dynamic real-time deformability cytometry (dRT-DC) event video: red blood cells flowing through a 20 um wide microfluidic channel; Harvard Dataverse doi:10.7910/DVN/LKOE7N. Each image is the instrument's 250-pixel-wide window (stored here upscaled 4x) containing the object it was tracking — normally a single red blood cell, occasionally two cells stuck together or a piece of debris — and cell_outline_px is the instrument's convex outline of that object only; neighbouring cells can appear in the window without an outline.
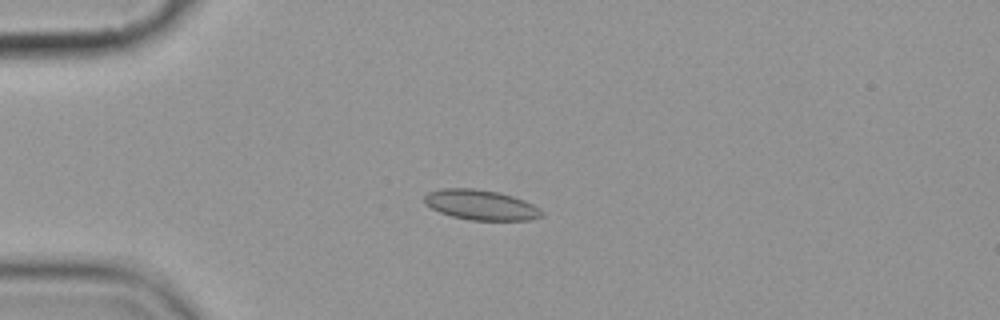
{"species": "common noctule bat (a hibernating species)", "species_latin": "Nyctalus noctula", "temperature_condition": "cold", "stored_images_in_passage": 8, "camera_frame_rate_fps": 3000, "um_per_image_px": 0.085, "animal": {"sex": "female", "body_mass_g": 19.9}, "frame": {"image": 1, "passage_image": 3, "time_ms": 2.333, "image_size_px": [1000, 320], "cell_outline_px": [[544, 216], [528, 220], [472, 220], [452, 216], [440, 212], [424, 204], [424, 196], [428, 192], [440, 188], [472, 188], [500, 192], [524, 200], [532, 204], [544, 212]], "centroid_in_image_um": [40.86, 17.41], "position_along_channel_um": 44.1, "area_um2": 20.63}}
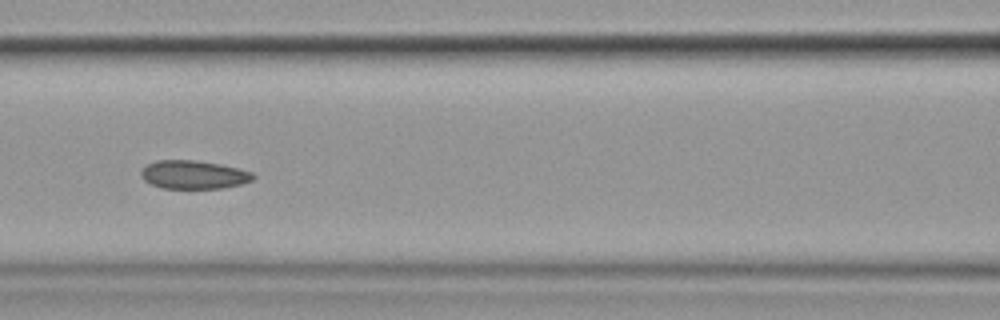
{"frame": {"image": 2, "passage_image": 6, "time_ms": 6.0, "image_size_px": [1000, 320], "cell_outline_px": [[256, 176], [252, 180], [240, 184], [224, 188], [164, 188], [152, 184], [144, 180], [140, 176], [140, 172], [148, 164], [156, 160], [196, 160], [220, 164], [252, 172]], "centroid_in_image_um": [16.46, 14.84], "position_along_channel_um": 150.1, "area_um2": 18.44}}
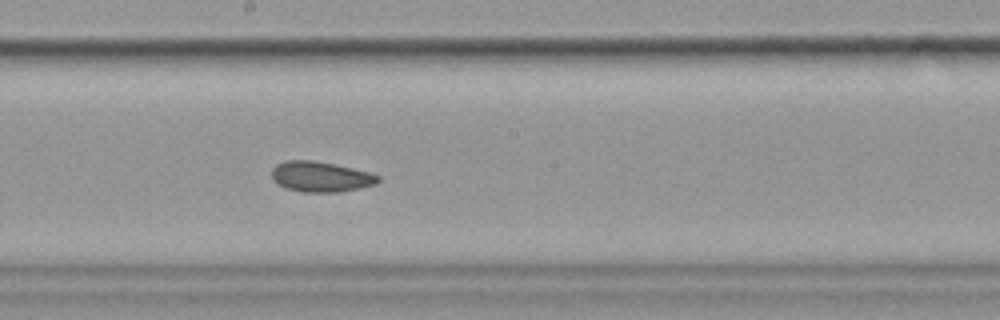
{"frame": {"image": 3, "passage_image": 8, "time_ms": 8.0, "image_size_px": [1000, 320], "cell_outline_px": [[380, 180], [376, 184], [360, 188], [340, 192], [304, 192], [288, 188], [272, 180], [272, 168], [276, 164], [284, 160], [312, 160], [352, 168], [368, 172], [380, 176]], "centroid_in_image_um": [27.26, 15.02], "position_along_channel_um": 220.9, "area_um2": 18.73}}